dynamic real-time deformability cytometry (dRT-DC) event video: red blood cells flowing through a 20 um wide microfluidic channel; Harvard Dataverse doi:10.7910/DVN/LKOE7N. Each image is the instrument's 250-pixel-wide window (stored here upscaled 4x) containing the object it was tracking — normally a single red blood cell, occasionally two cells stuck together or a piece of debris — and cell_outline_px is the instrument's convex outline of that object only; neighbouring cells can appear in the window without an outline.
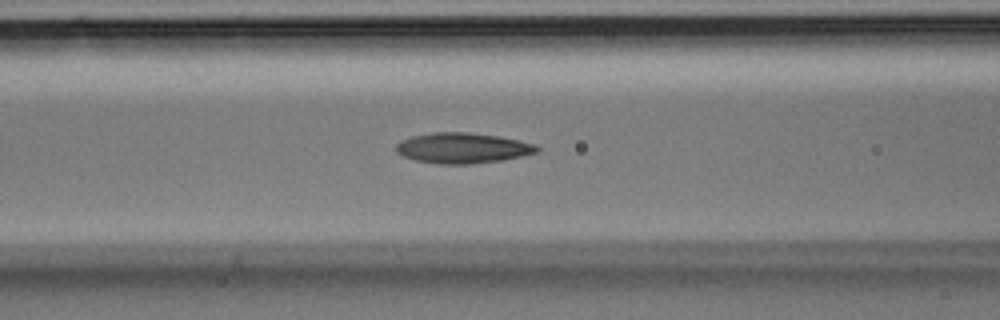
{"species": "Egyptian fruit bat (a non-hibernating species)", "species_latin": "Rousettus aegyptiacus", "temperature_condition": "room temperature", "stored_images_in_passage": 31, "camera_frame_rate_fps": 3000, "um_per_image_px": 0.085, "animal": {"sex": "male"}, "frame": {"image": 1, "passage_image": 15, "time_ms": 4.667, "image_size_px": [1000, 320], "cell_outline_px": [[540, 148], [536, 152], [520, 156], [500, 160], [468, 164], [436, 164], [416, 160], [404, 156], [396, 152], [396, 144], [400, 140], [412, 136], [432, 132], [468, 132], [496, 136], [520, 140], [536, 144]], "centroid_in_image_um": [39.29, 12.57], "position_along_channel_um": 127.3, "area_um2": 24.91}}
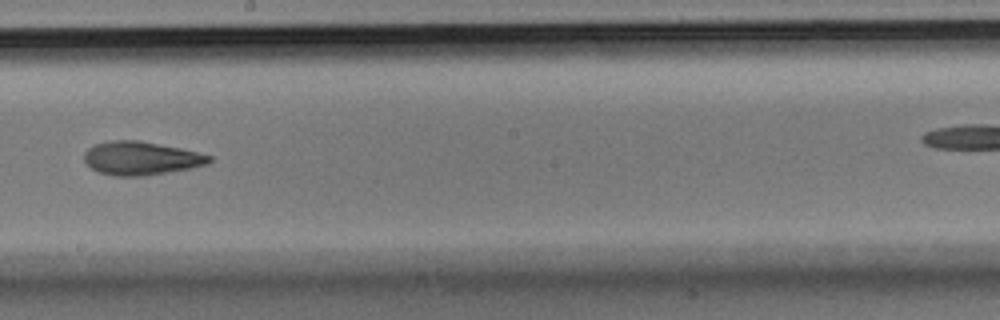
{"frame": {"image": 2, "passage_image": 21, "time_ms": 6.667, "image_size_px": [1000, 320], "cell_outline_px": [[212, 160], [208, 164], [188, 168], [144, 176], [116, 176], [100, 172], [92, 168], [84, 160], [84, 152], [88, 148], [96, 144], [112, 140], [140, 140], [180, 148], [212, 156]], "centroid_in_image_um": [11.97, 13.44], "position_along_channel_um": 236.2, "area_um2": 24.1}}
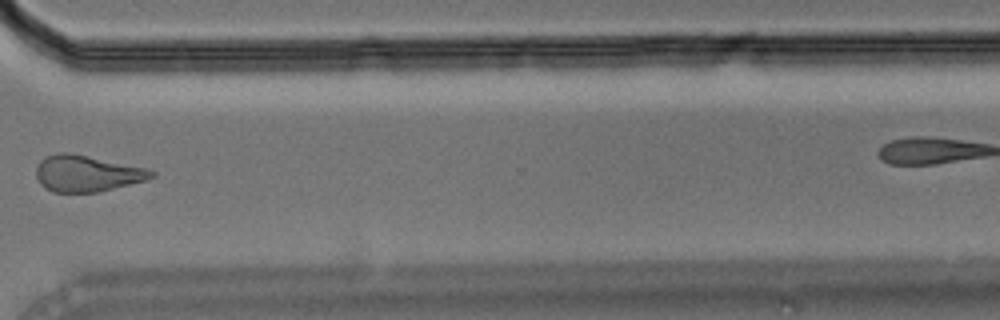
{"frame": {"image": 3, "passage_image": 28, "time_ms": 9.0, "image_size_px": [1000, 320], "cell_outline_px": [[156, 176], [144, 180], [96, 192], [52, 192], [44, 188], [40, 184], [36, 176], [36, 168], [40, 160], [44, 156], [60, 152], [68, 152], [148, 168], [156, 172]], "centroid_in_image_um": [7.35, 14.73], "position_along_channel_um": 363.3, "area_um2": 24.33}}